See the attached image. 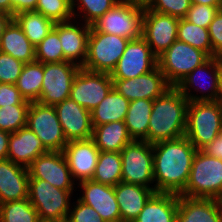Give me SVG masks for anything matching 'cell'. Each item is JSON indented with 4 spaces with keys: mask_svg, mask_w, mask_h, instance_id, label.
<instances>
[{
    "mask_svg": "<svg viewBox=\"0 0 222 222\" xmlns=\"http://www.w3.org/2000/svg\"><path fill=\"white\" fill-rule=\"evenodd\" d=\"M197 149L185 136L153 144L155 192L180 195L185 189Z\"/></svg>",
    "mask_w": 222,
    "mask_h": 222,
    "instance_id": "obj_1",
    "label": "cell"
},
{
    "mask_svg": "<svg viewBox=\"0 0 222 222\" xmlns=\"http://www.w3.org/2000/svg\"><path fill=\"white\" fill-rule=\"evenodd\" d=\"M188 103L189 100L174 86L154 99L147 142L154 144L184 136Z\"/></svg>",
    "mask_w": 222,
    "mask_h": 222,
    "instance_id": "obj_2",
    "label": "cell"
},
{
    "mask_svg": "<svg viewBox=\"0 0 222 222\" xmlns=\"http://www.w3.org/2000/svg\"><path fill=\"white\" fill-rule=\"evenodd\" d=\"M222 134V106L216 101H189L185 137L201 150Z\"/></svg>",
    "mask_w": 222,
    "mask_h": 222,
    "instance_id": "obj_3",
    "label": "cell"
},
{
    "mask_svg": "<svg viewBox=\"0 0 222 222\" xmlns=\"http://www.w3.org/2000/svg\"><path fill=\"white\" fill-rule=\"evenodd\" d=\"M143 0H120L91 26L99 32L133 40L142 36Z\"/></svg>",
    "mask_w": 222,
    "mask_h": 222,
    "instance_id": "obj_4",
    "label": "cell"
},
{
    "mask_svg": "<svg viewBox=\"0 0 222 222\" xmlns=\"http://www.w3.org/2000/svg\"><path fill=\"white\" fill-rule=\"evenodd\" d=\"M189 198H222V159L197 150L188 183L180 194Z\"/></svg>",
    "mask_w": 222,
    "mask_h": 222,
    "instance_id": "obj_5",
    "label": "cell"
},
{
    "mask_svg": "<svg viewBox=\"0 0 222 222\" xmlns=\"http://www.w3.org/2000/svg\"><path fill=\"white\" fill-rule=\"evenodd\" d=\"M130 40L115 34L96 31L92 26L87 42V56L82 68L111 74Z\"/></svg>",
    "mask_w": 222,
    "mask_h": 222,
    "instance_id": "obj_6",
    "label": "cell"
},
{
    "mask_svg": "<svg viewBox=\"0 0 222 222\" xmlns=\"http://www.w3.org/2000/svg\"><path fill=\"white\" fill-rule=\"evenodd\" d=\"M73 190H62L42 179H29L28 199L40 220L66 222Z\"/></svg>",
    "mask_w": 222,
    "mask_h": 222,
    "instance_id": "obj_7",
    "label": "cell"
},
{
    "mask_svg": "<svg viewBox=\"0 0 222 222\" xmlns=\"http://www.w3.org/2000/svg\"><path fill=\"white\" fill-rule=\"evenodd\" d=\"M209 58L202 50L176 40L157 57V66L164 74L168 84L176 87L188 74Z\"/></svg>",
    "mask_w": 222,
    "mask_h": 222,
    "instance_id": "obj_8",
    "label": "cell"
},
{
    "mask_svg": "<svg viewBox=\"0 0 222 222\" xmlns=\"http://www.w3.org/2000/svg\"><path fill=\"white\" fill-rule=\"evenodd\" d=\"M122 182L155 188L153 176V144L132 140L120 152Z\"/></svg>",
    "mask_w": 222,
    "mask_h": 222,
    "instance_id": "obj_9",
    "label": "cell"
},
{
    "mask_svg": "<svg viewBox=\"0 0 222 222\" xmlns=\"http://www.w3.org/2000/svg\"><path fill=\"white\" fill-rule=\"evenodd\" d=\"M26 126L36 134L48 151H63L68 143L54 106L31 102Z\"/></svg>",
    "mask_w": 222,
    "mask_h": 222,
    "instance_id": "obj_10",
    "label": "cell"
},
{
    "mask_svg": "<svg viewBox=\"0 0 222 222\" xmlns=\"http://www.w3.org/2000/svg\"><path fill=\"white\" fill-rule=\"evenodd\" d=\"M81 66L71 61L43 64L40 104L54 106L69 98L75 76Z\"/></svg>",
    "mask_w": 222,
    "mask_h": 222,
    "instance_id": "obj_11",
    "label": "cell"
},
{
    "mask_svg": "<svg viewBox=\"0 0 222 222\" xmlns=\"http://www.w3.org/2000/svg\"><path fill=\"white\" fill-rule=\"evenodd\" d=\"M113 88L110 74L80 68L74 78L69 98L90 112Z\"/></svg>",
    "mask_w": 222,
    "mask_h": 222,
    "instance_id": "obj_12",
    "label": "cell"
},
{
    "mask_svg": "<svg viewBox=\"0 0 222 222\" xmlns=\"http://www.w3.org/2000/svg\"><path fill=\"white\" fill-rule=\"evenodd\" d=\"M179 18L149 10L144 6L142 37L158 57L176 40Z\"/></svg>",
    "mask_w": 222,
    "mask_h": 222,
    "instance_id": "obj_13",
    "label": "cell"
},
{
    "mask_svg": "<svg viewBox=\"0 0 222 222\" xmlns=\"http://www.w3.org/2000/svg\"><path fill=\"white\" fill-rule=\"evenodd\" d=\"M157 66V57L141 36L130 40L116 67L112 79H131L152 71Z\"/></svg>",
    "mask_w": 222,
    "mask_h": 222,
    "instance_id": "obj_14",
    "label": "cell"
},
{
    "mask_svg": "<svg viewBox=\"0 0 222 222\" xmlns=\"http://www.w3.org/2000/svg\"><path fill=\"white\" fill-rule=\"evenodd\" d=\"M221 72L222 70L218 58L210 57L201 66L196 67L190 74H188L176 87L189 101H215ZM205 76L209 78L207 79ZM199 82L201 83L199 84ZM206 83L208 86L207 89H205V87H207L205 85ZM193 89L194 93L196 91L199 92V94L202 93V95L192 94L191 92Z\"/></svg>",
    "mask_w": 222,
    "mask_h": 222,
    "instance_id": "obj_15",
    "label": "cell"
},
{
    "mask_svg": "<svg viewBox=\"0 0 222 222\" xmlns=\"http://www.w3.org/2000/svg\"><path fill=\"white\" fill-rule=\"evenodd\" d=\"M29 179H42L62 190H74L75 181L62 151L38 156L28 167Z\"/></svg>",
    "mask_w": 222,
    "mask_h": 222,
    "instance_id": "obj_16",
    "label": "cell"
},
{
    "mask_svg": "<svg viewBox=\"0 0 222 222\" xmlns=\"http://www.w3.org/2000/svg\"><path fill=\"white\" fill-rule=\"evenodd\" d=\"M113 88L129 101L154 100L171 86L156 66L152 71L131 79H112Z\"/></svg>",
    "mask_w": 222,
    "mask_h": 222,
    "instance_id": "obj_17",
    "label": "cell"
},
{
    "mask_svg": "<svg viewBox=\"0 0 222 222\" xmlns=\"http://www.w3.org/2000/svg\"><path fill=\"white\" fill-rule=\"evenodd\" d=\"M82 196L78 200L92 207L104 222H121L119 205L116 200L114 186L96 181L84 180L78 183Z\"/></svg>",
    "mask_w": 222,
    "mask_h": 222,
    "instance_id": "obj_18",
    "label": "cell"
},
{
    "mask_svg": "<svg viewBox=\"0 0 222 222\" xmlns=\"http://www.w3.org/2000/svg\"><path fill=\"white\" fill-rule=\"evenodd\" d=\"M64 136L69 141L92 138L91 112L67 98L54 105Z\"/></svg>",
    "mask_w": 222,
    "mask_h": 222,
    "instance_id": "obj_19",
    "label": "cell"
},
{
    "mask_svg": "<svg viewBox=\"0 0 222 222\" xmlns=\"http://www.w3.org/2000/svg\"><path fill=\"white\" fill-rule=\"evenodd\" d=\"M62 152L74 181L92 179L100 152L92 138L69 141Z\"/></svg>",
    "mask_w": 222,
    "mask_h": 222,
    "instance_id": "obj_20",
    "label": "cell"
},
{
    "mask_svg": "<svg viewBox=\"0 0 222 222\" xmlns=\"http://www.w3.org/2000/svg\"><path fill=\"white\" fill-rule=\"evenodd\" d=\"M54 27L58 30L64 58L82 67L87 56V42L91 25L79 24L73 18V21L55 23Z\"/></svg>",
    "mask_w": 222,
    "mask_h": 222,
    "instance_id": "obj_21",
    "label": "cell"
},
{
    "mask_svg": "<svg viewBox=\"0 0 222 222\" xmlns=\"http://www.w3.org/2000/svg\"><path fill=\"white\" fill-rule=\"evenodd\" d=\"M49 152L42 141L27 126L10 133L7 159L28 168L40 155Z\"/></svg>",
    "mask_w": 222,
    "mask_h": 222,
    "instance_id": "obj_22",
    "label": "cell"
},
{
    "mask_svg": "<svg viewBox=\"0 0 222 222\" xmlns=\"http://www.w3.org/2000/svg\"><path fill=\"white\" fill-rule=\"evenodd\" d=\"M28 168L9 159L0 160V204L28 198Z\"/></svg>",
    "mask_w": 222,
    "mask_h": 222,
    "instance_id": "obj_23",
    "label": "cell"
},
{
    "mask_svg": "<svg viewBox=\"0 0 222 222\" xmlns=\"http://www.w3.org/2000/svg\"><path fill=\"white\" fill-rule=\"evenodd\" d=\"M175 222H222L220 200L179 195Z\"/></svg>",
    "mask_w": 222,
    "mask_h": 222,
    "instance_id": "obj_24",
    "label": "cell"
},
{
    "mask_svg": "<svg viewBox=\"0 0 222 222\" xmlns=\"http://www.w3.org/2000/svg\"><path fill=\"white\" fill-rule=\"evenodd\" d=\"M119 205L121 222H133L143 210L145 203L155 193V188L119 182L114 186Z\"/></svg>",
    "mask_w": 222,
    "mask_h": 222,
    "instance_id": "obj_25",
    "label": "cell"
},
{
    "mask_svg": "<svg viewBox=\"0 0 222 222\" xmlns=\"http://www.w3.org/2000/svg\"><path fill=\"white\" fill-rule=\"evenodd\" d=\"M179 195L155 192L133 222H175Z\"/></svg>",
    "mask_w": 222,
    "mask_h": 222,
    "instance_id": "obj_26",
    "label": "cell"
},
{
    "mask_svg": "<svg viewBox=\"0 0 222 222\" xmlns=\"http://www.w3.org/2000/svg\"><path fill=\"white\" fill-rule=\"evenodd\" d=\"M0 51L24 64L35 61V46L28 40L22 28L13 19L5 28L0 40Z\"/></svg>",
    "mask_w": 222,
    "mask_h": 222,
    "instance_id": "obj_27",
    "label": "cell"
},
{
    "mask_svg": "<svg viewBox=\"0 0 222 222\" xmlns=\"http://www.w3.org/2000/svg\"><path fill=\"white\" fill-rule=\"evenodd\" d=\"M92 139L99 151L105 152H121L132 141L124 121L93 127Z\"/></svg>",
    "mask_w": 222,
    "mask_h": 222,
    "instance_id": "obj_28",
    "label": "cell"
},
{
    "mask_svg": "<svg viewBox=\"0 0 222 222\" xmlns=\"http://www.w3.org/2000/svg\"><path fill=\"white\" fill-rule=\"evenodd\" d=\"M129 104L128 99L112 88L98 106L91 111L92 126L124 121Z\"/></svg>",
    "mask_w": 222,
    "mask_h": 222,
    "instance_id": "obj_29",
    "label": "cell"
},
{
    "mask_svg": "<svg viewBox=\"0 0 222 222\" xmlns=\"http://www.w3.org/2000/svg\"><path fill=\"white\" fill-rule=\"evenodd\" d=\"M152 107L153 100L137 99L130 101L124 123L132 140L147 141Z\"/></svg>",
    "mask_w": 222,
    "mask_h": 222,
    "instance_id": "obj_30",
    "label": "cell"
},
{
    "mask_svg": "<svg viewBox=\"0 0 222 222\" xmlns=\"http://www.w3.org/2000/svg\"><path fill=\"white\" fill-rule=\"evenodd\" d=\"M13 19L22 28L25 36L36 47L52 30L54 22L37 11H24Z\"/></svg>",
    "mask_w": 222,
    "mask_h": 222,
    "instance_id": "obj_31",
    "label": "cell"
},
{
    "mask_svg": "<svg viewBox=\"0 0 222 222\" xmlns=\"http://www.w3.org/2000/svg\"><path fill=\"white\" fill-rule=\"evenodd\" d=\"M43 82V63L33 61L24 64L16 87L21 95L30 102H38Z\"/></svg>",
    "mask_w": 222,
    "mask_h": 222,
    "instance_id": "obj_32",
    "label": "cell"
},
{
    "mask_svg": "<svg viewBox=\"0 0 222 222\" xmlns=\"http://www.w3.org/2000/svg\"><path fill=\"white\" fill-rule=\"evenodd\" d=\"M93 181L116 186L122 182V159L120 152L100 151Z\"/></svg>",
    "mask_w": 222,
    "mask_h": 222,
    "instance_id": "obj_33",
    "label": "cell"
},
{
    "mask_svg": "<svg viewBox=\"0 0 222 222\" xmlns=\"http://www.w3.org/2000/svg\"><path fill=\"white\" fill-rule=\"evenodd\" d=\"M177 40L185 42L212 57V45L208 28L195 25L185 18L179 19Z\"/></svg>",
    "mask_w": 222,
    "mask_h": 222,
    "instance_id": "obj_34",
    "label": "cell"
},
{
    "mask_svg": "<svg viewBox=\"0 0 222 222\" xmlns=\"http://www.w3.org/2000/svg\"><path fill=\"white\" fill-rule=\"evenodd\" d=\"M39 221V214L28 198L0 204V222Z\"/></svg>",
    "mask_w": 222,
    "mask_h": 222,
    "instance_id": "obj_35",
    "label": "cell"
},
{
    "mask_svg": "<svg viewBox=\"0 0 222 222\" xmlns=\"http://www.w3.org/2000/svg\"><path fill=\"white\" fill-rule=\"evenodd\" d=\"M74 19L82 18L83 22L91 25L103 16L120 0H70ZM77 5V6H76ZM77 8V12L76 9ZM81 13L82 16H81ZM80 14V15H79ZM77 17V18H76Z\"/></svg>",
    "mask_w": 222,
    "mask_h": 222,
    "instance_id": "obj_36",
    "label": "cell"
},
{
    "mask_svg": "<svg viewBox=\"0 0 222 222\" xmlns=\"http://www.w3.org/2000/svg\"><path fill=\"white\" fill-rule=\"evenodd\" d=\"M58 30L53 27L48 35L35 47V59L41 63L63 62L64 58Z\"/></svg>",
    "mask_w": 222,
    "mask_h": 222,
    "instance_id": "obj_37",
    "label": "cell"
},
{
    "mask_svg": "<svg viewBox=\"0 0 222 222\" xmlns=\"http://www.w3.org/2000/svg\"><path fill=\"white\" fill-rule=\"evenodd\" d=\"M30 104H16L0 107V130L14 133L26 126Z\"/></svg>",
    "mask_w": 222,
    "mask_h": 222,
    "instance_id": "obj_38",
    "label": "cell"
},
{
    "mask_svg": "<svg viewBox=\"0 0 222 222\" xmlns=\"http://www.w3.org/2000/svg\"><path fill=\"white\" fill-rule=\"evenodd\" d=\"M35 11L54 23L73 20L70 0H38Z\"/></svg>",
    "mask_w": 222,
    "mask_h": 222,
    "instance_id": "obj_39",
    "label": "cell"
},
{
    "mask_svg": "<svg viewBox=\"0 0 222 222\" xmlns=\"http://www.w3.org/2000/svg\"><path fill=\"white\" fill-rule=\"evenodd\" d=\"M152 11L182 19L191 7V0H143Z\"/></svg>",
    "mask_w": 222,
    "mask_h": 222,
    "instance_id": "obj_40",
    "label": "cell"
},
{
    "mask_svg": "<svg viewBox=\"0 0 222 222\" xmlns=\"http://www.w3.org/2000/svg\"><path fill=\"white\" fill-rule=\"evenodd\" d=\"M24 63L0 51V83L16 84Z\"/></svg>",
    "mask_w": 222,
    "mask_h": 222,
    "instance_id": "obj_41",
    "label": "cell"
},
{
    "mask_svg": "<svg viewBox=\"0 0 222 222\" xmlns=\"http://www.w3.org/2000/svg\"><path fill=\"white\" fill-rule=\"evenodd\" d=\"M220 9H222V6L191 4L185 19L200 27L208 28Z\"/></svg>",
    "mask_w": 222,
    "mask_h": 222,
    "instance_id": "obj_42",
    "label": "cell"
},
{
    "mask_svg": "<svg viewBox=\"0 0 222 222\" xmlns=\"http://www.w3.org/2000/svg\"><path fill=\"white\" fill-rule=\"evenodd\" d=\"M71 208L66 222H104L92 207L80 202L78 199Z\"/></svg>",
    "mask_w": 222,
    "mask_h": 222,
    "instance_id": "obj_43",
    "label": "cell"
},
{
    "mask_svg": "<svg viewBox=\"0 0 222 222\" xmlns=\"http://www.w3.org/2000/svg\"><path fill=\"white\" fill-rule=\"evenodd\" d=\"M209 38L212 45V57L222 54V9L215 15L208 27Z\"/></svg>",
    "mask_w": 222,
    "mask_h": 222,
    "instance_id": "obj_44",
    "label": "cell"
},
{
    "mask_svg": "<svg viewBox=\"0 0 222 222\" xmlns=\"http://www.w3.org/2000/svg\"><path fill=\"white\" fill-rule=\"evenodd\" d=\"M30 103L21 95L16 84L0 83V107Z\"/></svg>",
    "mask_w": 222,
    "mask_h": 222,
    "instance_id": "obj_45",
    "label": "cell"
},
{
    "mask_svg": "<svg viewBox=\"0 0 222 222\" xmlns=\"http://www.w3.org/2000/svg\"><path fill=\"white\" fill-rule=\"evenodd\" d=\"M38 0H10V15L24 11H35Z\"/></svg>",
    "mask_w": 222,
    "mask_h": 222,
    "instance_id": "obj_46",
    "label": "cell"
},
{
    "mask_svg": "<svg viewBox=\"0 0 222 222\" xmlns=\"http://www.w3.org/2000/svg\"><path fill=\"white\" fill-rule=\"evenodd\" d=\"M206 155L222 159V134L201 149Z\"/></svg>",
    "mask_w": 222,
    "mask_h": 222,
    "instance_id": "obj_47",
    "label": "cell"
},
{
    "mask_svg": "<svg viewBox=\"0 0 222 222\" xmlns=\"http://www.w3.org/2000/svg\"><path fill=\"white\" fill-rule=\"evenodd\" d=\"M10 133L0 130V160L7 159Z\"/></svg>",
    "mask_w": 222,
    "mask_h": 222,
    "instance_id": "obj_48",
    "label": "cell"
},
{
    "mask_svg": "<svg viewBox=\"0 0 222 222\" xmlns=\"http://www.w3.org/2000/svg\"><path fill=\"white\" fill-rule=\"evenodd\" d=\"M13 20V16L0 11V40L1 36L4 33L5 28L8 26V24Z\"/></svg>",
    "mask_w": 222,
    "mask_h": 222,
    "instance_id": "obj_49",
    "label": "cell"
},
{
    "mask_svg": "<svg viewBox=\"0 0 222 222\" xmlns=\"http://www.w3.org/2000/svg\"><path fill=\"white\" fill-rule=\"evenodd\" d=\"M191 4H204L207 6H222V0H191Z\"/></svg>",
    "mask_w": 222,
    "mask_h": 222,
    "instance_id": "obj_50",
    "label": "cell"
},
{
    "mask_svg": "<svg viewBox=\"0 0 222 222\" xmlns=\"http://www.w3.org/2000/svg\"><path fill=\"white\" fill-rule=\"evenodd\" d=\"M215 101L222 106V72L218 81V91L215 97Z\"/></svg>",
    "mask_w": 222,
    "mask_h": 222,
    "instance_id": "obj_51",
    "label": "cell"
},
{
    "mask_svg": "<svg viewBox=\"0 0 222 222\" xmlns=\"http://www.w3.org/2000/svg\"><path fill=\"white\" fill-rule=\"evenodd\" d=\"M0 11L10 15V0H0Z\"/></svg>",
    "mask_w": 222,
    "mask_h": 222,
    "instance_id": "obj_52",
    "label": "cell"
},
{
    "mask_svg": "<svg viewBox=\"0 0 222 222\" xmlns=\"http://www.w3.org/2000/svg\"><path fill=\"white\" fill-rule=\"evenodd\" d=\"M217 58L219 60V63H220V66H221V70H222V54H220Z\"/></svg>",
    "mask_w": 222,
    "mask_h": 222,
    "instance_id": "obj_53",
    "label": "cell"
},
{
    "mask_svg": "<svg viewBox=\"0 0 222 222\" xmlns=\"http://www.w3.org/2000/svg\"><path fill=\"white\" fill-rule=\"evenodd\" d=\"M39 222H63V221H49V220H40Z\"/></svg>",
    "mask_w": 222,
    "mask_h": 222,
    "instance_id": "obj_54",
    "label": "cell"
},
{
    "mask_svg": "<svg viewBox=\"0 0 222 222\" xmlns=\"http://www.w3.org/2000/svg\"><path fill=\"white\" fill-rule=\"evenodd\" d=\"M220 207H221V211H222V201L220 200Z\"/></svg>",
    "mask_w": 222,
    "mask_h": 222,
    "instance_id": "obj_55",
    "label": "cell"
}]
</instances>
